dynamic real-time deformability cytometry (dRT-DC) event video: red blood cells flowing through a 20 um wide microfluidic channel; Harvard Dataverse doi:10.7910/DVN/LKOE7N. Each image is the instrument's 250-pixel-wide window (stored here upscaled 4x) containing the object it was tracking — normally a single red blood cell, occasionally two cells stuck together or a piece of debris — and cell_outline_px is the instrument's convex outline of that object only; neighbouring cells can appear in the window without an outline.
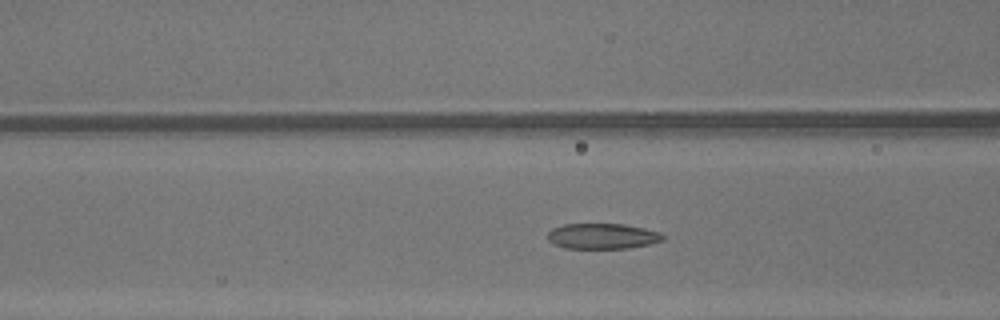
{"species": "common noctule bat (a hibernating species)", "species_latin": "Nyctalus noctula", "temperature_condition": "warm", "stored_images_in_passage": 41, "camera_frame_rate_fps": 3000, "um_per_image_px": 0.085, "animal": {"sex": "male", "body_mass_g": 13.3}, "frame": {"image": 1, "passage_image": 20, "time_ms": 6.333, "image_size_px": [1000, 320], "cell_outline_px": [[664, 240], [648, 244], [628, 248], [564, 248], [552, 244], [548, 240], [548, 232], [552, 228], [564, 224], [624, 224], [644, 228], [660, 232], [664, 236]], "centroid_in_image_um": [51.18, 20.07], "position_along_channel_um": 115.4, "area_um2": 17.17}}
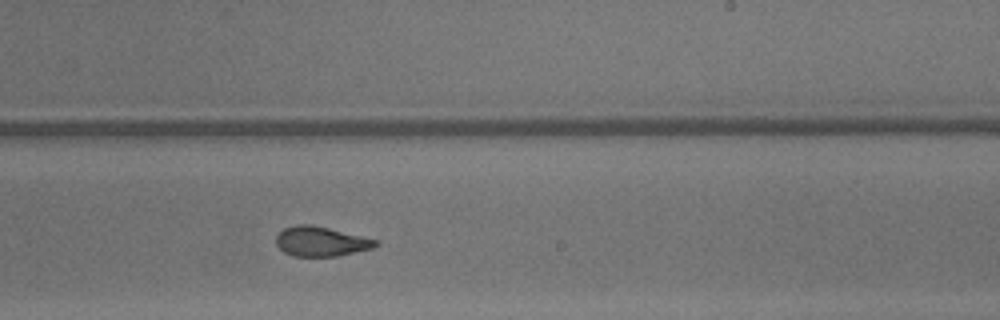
{"frame": {"image": 2, "passage_image": 30, "time_ms": 9.667, "image_size_px": [1000, 320], "cell_outline_px": [[380, 244], [376, 248], [336, 256], [292, 256], [284, 252], [276, 244], [276, 236], [284, 228], [296, 224], [312, 224], [380, 240]], "centroid_in_image_um": [27.33, 20.52], "position_along_channel_um": 261.7, "area_um2": 17.46}}
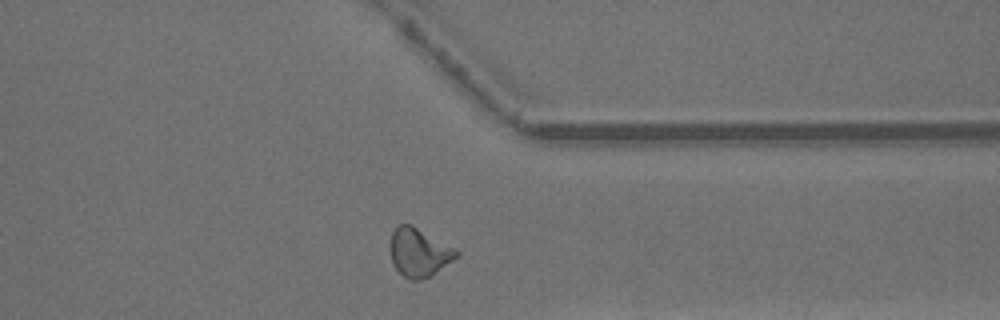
{"frame": {"image": 3, "passage_image": 38, "time_ms": 12.333, "image_size_px": [1000, 320], "cell_outline_px": [[460, 256], [432, 276], [420, 280], [412, 280], [404, 276], [392, 264], [388, 248], [388, 244], [392, 232], [400, 224], [412, 224], [460, 252]], "centroid_in_image_um": [35.59, 21.47], "position_along_channel_um": 375.8, "area_um2": 18.96}, "authors_computed_cell_mechanics": {"area_um2": 17.9758, "velocity_mm_per_s": 4.3956, "shape_relaxation_time_tau1_ms": 4.4997, "shape_relaxation_time_tau2_ms": 1.3669, "deformation_change_tau1": 0.1745, "deformation_change_tau2": 0.085}}